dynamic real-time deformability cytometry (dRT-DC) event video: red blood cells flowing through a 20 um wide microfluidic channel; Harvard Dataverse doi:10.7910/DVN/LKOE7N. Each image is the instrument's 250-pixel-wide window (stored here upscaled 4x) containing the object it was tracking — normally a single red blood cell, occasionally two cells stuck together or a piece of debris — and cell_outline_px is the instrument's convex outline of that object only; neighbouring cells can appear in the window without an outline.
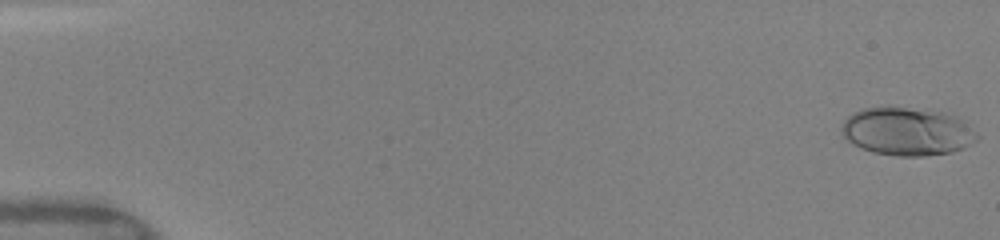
{"species": "human", "species_latin": "Homo sapiens", "temperature_condition": "warm", "stored_images_in_passage": 50, "camera_frame_rate_fps": 3000, "um_per_image_px": 0.085, "donor": {"sex": "female"}, "frame": {"image": 1, "passage_image": 1, "time_ms": 0.0, "image_size_px": [1000, 240], "cell_outline_px": [[980, 140], [964, 148], [952, 152], [924, 156], [896, 156], [872, 152], [860, 148], [852, 144], [840, 132], [840, 128], [844, 120], [852, 112], [864, 108], [904, 108], [944, 112], [960, 116], [968, 120], [980, 136]], "centroid_in_image_um": [77.18, 11.19], "position_along_channel_um": 7.8, "area_um2": 38.55}}
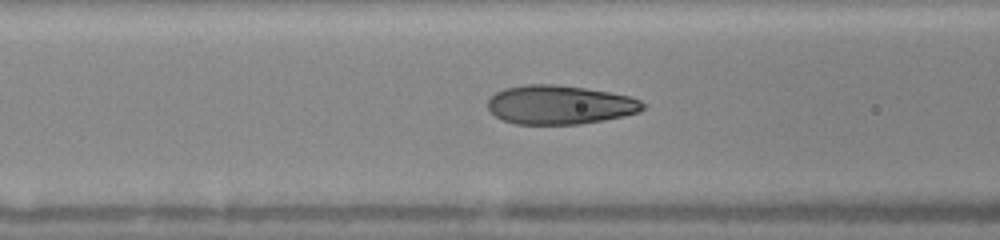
{"frame": {"image": 2, "passage_image": 21, "time_ms": 6.667, "image_size_px": [1000, 240], "cell_outline_px": [[648, 104], [640, 112], [624, 116], [604, 120], [580, 124], [516, 124], [504, 120], [496, 116], [488, 108], [488, 100], [496, 92], [504, 88], [524, 84], [556, 84], [584, 88], [632, 96]], "centroid_in_image_um": [47.62, 8.9], "position_along_channel_um": 119.0, "area_um2": 35.37}}
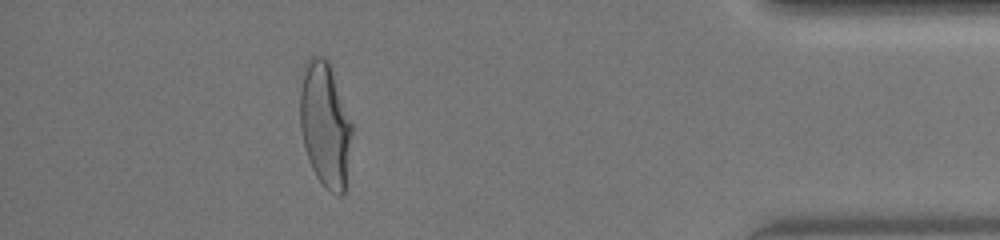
{"frame": {"image": 3, "passage_image": 45, "time_ms": 14.667, "image_size_px": [1000, 240], "cell_outline_px": [[352, 132], [344, 196], [340, 196], [324, 188], [316, 176], [312, 168], [304, 144], [300, 128], [300, 92], [304, 64], [312, 56], [320, 56], [328, 60], [352, 124]], "centroid_in_image_um": [27.63, 10.62], "position_along_channel_um": 407.6, "area_um2": 37.51}, "authors_computed_cell_mechanics": {"area_um2": 35.3736, "velocity_mm_per_s": 4.1139, "shape_relaxation_time_tau1_ms": 4.2147, "shape_relaxation_time_tau2_ms": null, "deformation_change_tau1": 0.2065, "deformation_change_tau2": null}}